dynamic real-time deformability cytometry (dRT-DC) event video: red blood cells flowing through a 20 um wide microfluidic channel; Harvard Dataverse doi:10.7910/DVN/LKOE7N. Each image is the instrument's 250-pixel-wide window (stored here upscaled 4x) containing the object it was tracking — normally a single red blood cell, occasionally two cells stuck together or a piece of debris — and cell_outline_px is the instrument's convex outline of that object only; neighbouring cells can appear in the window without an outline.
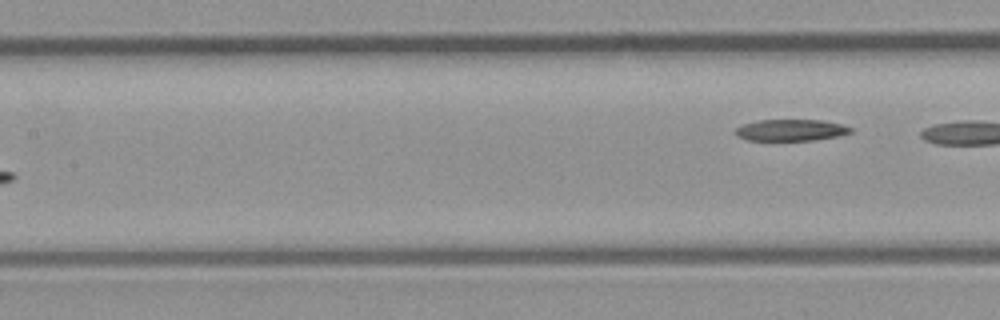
{"species": "common noctule bat (a hibernating species)", "species_latin": "Nyctalus noctula", "temperature_condition": "room temperature", "stored_images_in_passage": 4, "segment_of_instrument_passage": [2, 2], "camera_frame_rate_fps": 3000, "um_per_image_px": 0.085, "animal": {"sex": "male", "body_mass_g": 23.1, "forearm_length_mm": 52.7}, "frame": {"image": 1, "passage_image": 4, "time_ms": 3.667, "image_size_px": [1000, 320], "cell_outline_px": [[852, 132], [836, 136], [816, 140], [748, 140], [736, 136], [732, 132], [736, 128], [744, 124], [756, 120], [820, 120], [844, 124], [852, 128]], "centroid_in_image_um": [67.2, 11.05], "position_along_channel_um": 140.2, "area_um2": 14.51}}